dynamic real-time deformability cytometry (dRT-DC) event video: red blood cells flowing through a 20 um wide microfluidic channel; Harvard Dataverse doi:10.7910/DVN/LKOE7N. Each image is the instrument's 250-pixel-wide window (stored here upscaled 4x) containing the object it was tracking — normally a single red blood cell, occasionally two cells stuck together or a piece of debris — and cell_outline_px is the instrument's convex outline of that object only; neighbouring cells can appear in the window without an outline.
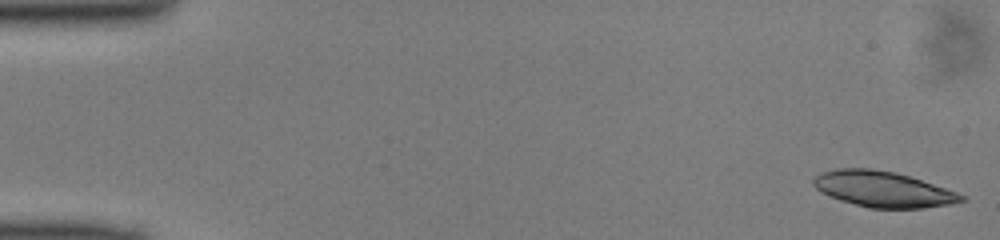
{"species": "common noctule bat (a hibernating species)", "species_latin": "Nyctalus noctula", "temperature_condition": "cold", "stored_images_in_passage": 48, "camera_frame_rate_fps": 3000, "um_per_image_px": 0.085, "animal": {"sex": "male", "body_mass_g": 13.0, "forearm_length_mm": 53.1}, "frame": {"image": 1, "passage_image": 1, "time_ms": 0.0, "image_size_px": [1000, 240], "cell_outline_px": [[968, 200], [948, 204], [924, 208], [868, 208], [840, 200], [820, 192], [812, 184], [812, 180], [816, 176], [824, 172], [840, 168], [868, 168], [896, 172], [968, 196]], "centroid_in_image_um": [75.05, 16.09], "position_along_channel_um": 9.9, "area_um2": 30.58}}